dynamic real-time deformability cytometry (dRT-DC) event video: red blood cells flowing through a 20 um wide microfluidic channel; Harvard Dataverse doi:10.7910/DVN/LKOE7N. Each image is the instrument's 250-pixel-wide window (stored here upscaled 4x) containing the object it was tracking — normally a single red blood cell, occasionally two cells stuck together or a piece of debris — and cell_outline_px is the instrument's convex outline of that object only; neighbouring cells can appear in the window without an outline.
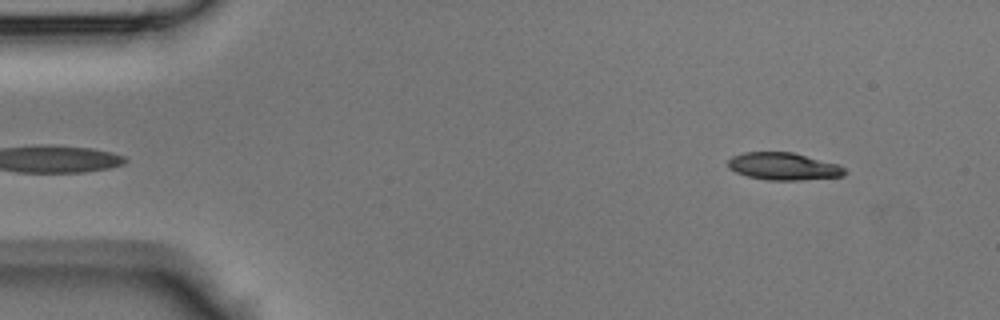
{"species": "Egyptian fruit bat (a non-hibernating species)", "species_latin": "Rousettus aegyptiacus", "temperature_condition": "room temperature", "stored_images_in_passage": 41, "camera_frame_rate_fps": 3000, "um_per_image_px": 0.085, "animal": {"sex": "male"}, "frame": {"image": 1, "passage_image": 1, "time_ms": 0.0, "image_size_px": [1000, 320], "cell_outline_px": [[848, 172], [844, 176], [800, 180], [768, 180], [748, 176], [736, 172], [728, 168], [728, 160], [732, 156], [744, 152], [792, 152], [840, 164]], "centroid_in_image_um": [66.63, 14.14], "position_along_channel_um": 18.4, "area_um2": 18.73}}
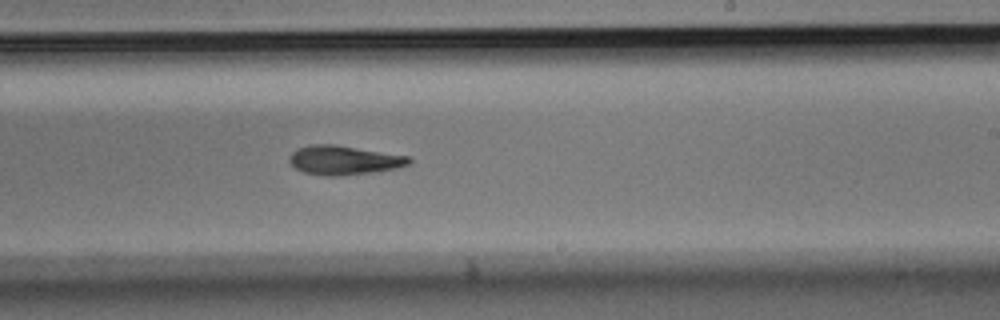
{"frame": {"image": 2, "passage_image": 23, "time_ms": 7.333, "image_size_px": [1000, 320], "cell_outline_px": [[412, 160], [408, 164], [396, 168], [368, 172], [336, 176], [328, 176], [304, 172], [296, 168], [288, 160], [288, 156], [296, 148], [312, 144], [332, 144], [408, 156]], "centroid_in_image_um": [29.17, 13.6], "position_along_channel_um": 259.8, "area_um2": 19.94}}
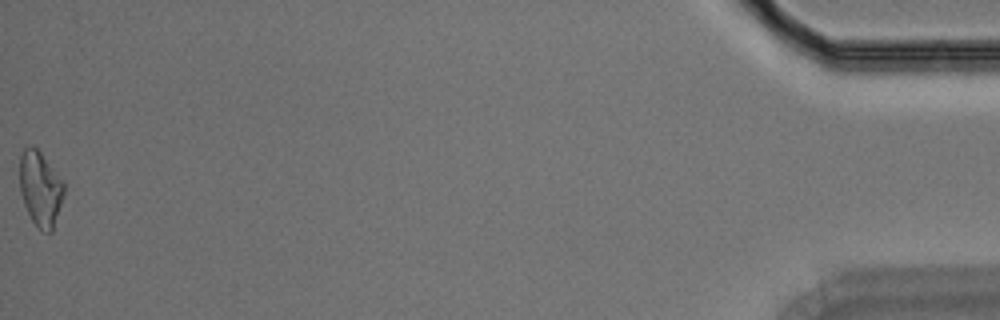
{"frame": {"image": 3, "passage_image": 41, "time_ms": 13.333, "image_size_px": [1000, 320], "cell_outline_px": [[64, 196], [52, 232], [44, 232], [32, 220], [24, 204], [20, 192], [20, 156], [24, 148], [28, 144], [32, 144], [40, 152], [64, 184]], "centroid_in_image_um": [3.42, 16.03], "position_along_channel_um": 431.8, "area_um2": 19.07}}